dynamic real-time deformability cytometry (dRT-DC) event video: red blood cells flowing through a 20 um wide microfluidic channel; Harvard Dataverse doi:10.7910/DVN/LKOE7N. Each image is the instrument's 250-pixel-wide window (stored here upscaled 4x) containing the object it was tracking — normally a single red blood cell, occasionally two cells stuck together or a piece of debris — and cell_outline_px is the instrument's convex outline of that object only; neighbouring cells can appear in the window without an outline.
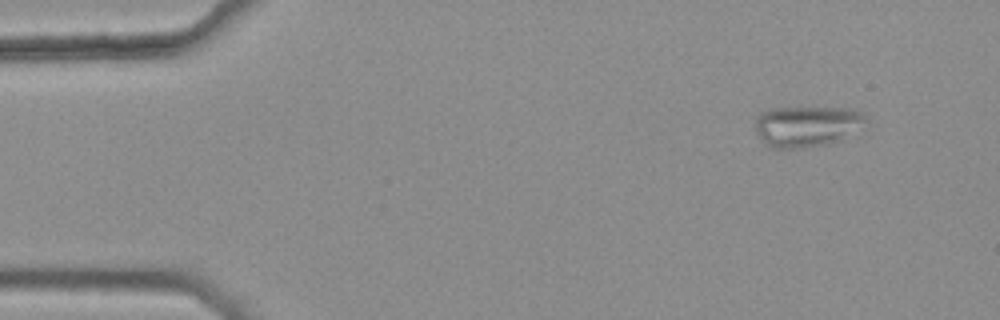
{"species": "common noctule bat (a hibernating species)", "species_latin": "Nyctalus noctula", "temperature_condition": "warm", "stored_images_in_passage": 5, "camera_frame_rate_fps": 3000, "um_per_image_px": 0.085, "animal": {"sex": "female", "body_mass_g": 25.1}, "frame": {"image": 1, "passage_image": 1, "time_ms": 0.0, "image_size_px": [1000, 320], "cell_outline_px": [[864, 120], [844, 140], [828, 144], [804, 148], [772, 148], [764, 144], [756, 132], [756, 116], [760, 112], [772, 108], [856, 108], [864, 116]], "centroid_in_image_um": [68.52, 10.74], "position_along_channel_um": 16.5, "area_um2": 26.3}}